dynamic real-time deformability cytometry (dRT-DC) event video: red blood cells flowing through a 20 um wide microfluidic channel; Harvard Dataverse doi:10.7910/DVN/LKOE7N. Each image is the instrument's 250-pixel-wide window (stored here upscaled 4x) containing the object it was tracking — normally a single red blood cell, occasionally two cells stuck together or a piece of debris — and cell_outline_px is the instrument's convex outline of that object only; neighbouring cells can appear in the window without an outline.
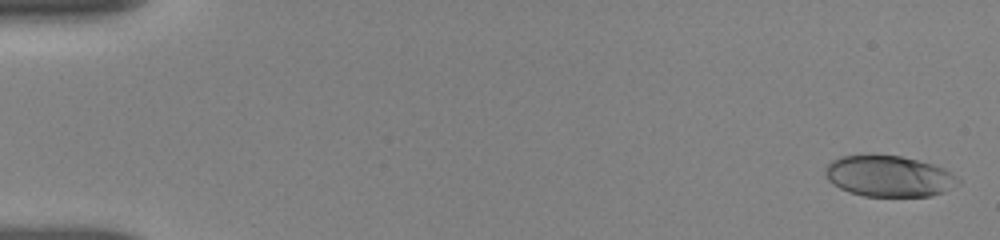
{"species": "human", "species_latin": "Homo sapiens", "temperature_condition": "room temperature", "stored_images_in_passage": 51, "camera_frame_rate_fps": 3000, "um_per_image_px": 0.085, "donor": {"sex": "female"}, "frame": {"image": 1, "passage_image": 4, "time_ms": 0.333, "image_size_px": [1000, 240], "cell_outline_px": [[960, 184], [944, 192], [932, 196], [864, 196], [848, 192], [840, 188], [828, 180], [824, 172], [824, 168], [832, 160], [840, 156], [900, 156], [932, 164], [944, 168], [956, 176], [960, 180]], "centroid_in_image_um": [75.57, 14.99], "position_along_channel_um": 9.4, "area_um2": 31.62}}
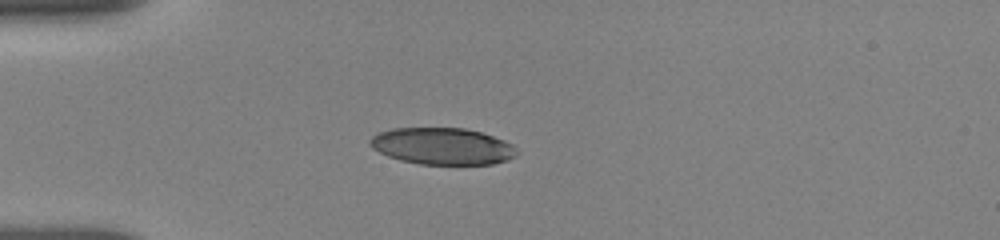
{"frame": {"image": 2, "passage_image": 43, "time_ms": 4.667, "image_size_px": [1000, 240], "cell_outline_px": [[516, 156], [508, 160], [492, 164], [420, 164], [400, 160], [388, 156], [372, 148], [368, 144], [368, 140], [372, 136], [380, 132], [392, 128], [464, 128], [480, 132], [504, 140], [512, 144], [516, 148]], "centroid_in_image_um": [37.58, 12.43], "position_along_channel_um": 47.4, "area_um2": 31.44}}